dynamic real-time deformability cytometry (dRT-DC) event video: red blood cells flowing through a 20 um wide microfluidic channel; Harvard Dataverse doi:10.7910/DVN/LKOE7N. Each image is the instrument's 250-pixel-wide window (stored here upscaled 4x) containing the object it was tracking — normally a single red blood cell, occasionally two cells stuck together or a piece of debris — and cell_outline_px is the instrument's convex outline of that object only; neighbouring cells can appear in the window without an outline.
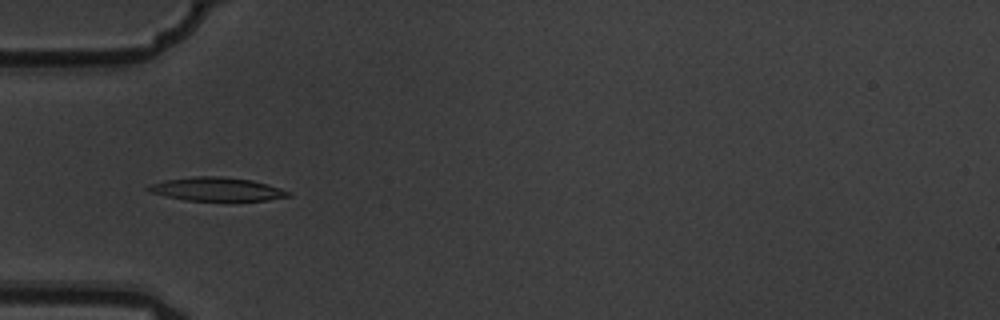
{"species": "common noctule bat (a hibernating species)", "species_latin": "Nyctalus noctula", "temperature_condition": "warm", "stored_images_in_passage": 12, "camera_frame_rate_fps": 3000, "um_per_image_px": 0.085, "animal": {"sex": "male", "body_mass_g": 19.5, "forearm_length_mm": 54.6}, "frame": {"image": 1, "passage_image": 3, "time_ms": 0.667, "image_size_px": [1000, 320], "cell_outline_px": [[292, 196], [268, 200], [184, 200], [164, 196], [148, 192], [144, 188], [148, 184], [164, 180], [196, 176], [224, 176], [252, 180], [268, 184], [292, 192]], "centroid_in_image_um": [18.39, 16.07], "position_along_channel_um": 66.6, "area_um2": 19.42}}
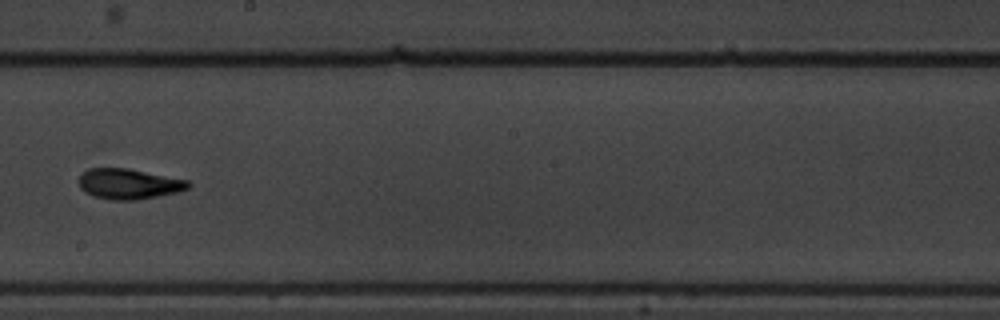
{"frame": {"image": 2, "passage_image": 7, "time_ms": 2.0, "image_size_px": [1000, 320], "cell_outline_px": [[192, 184], [188, 188], [180, 192], [136, 200], [112, 200], [92, 196], [84, 192], [80, 188], [76, 180], [88, 168], [128, 168], [188, 180]], "centroid_in_image_um": [10.93, 15.63], "position_along_channel_um": 237.3, "area_um2": 19.65}}
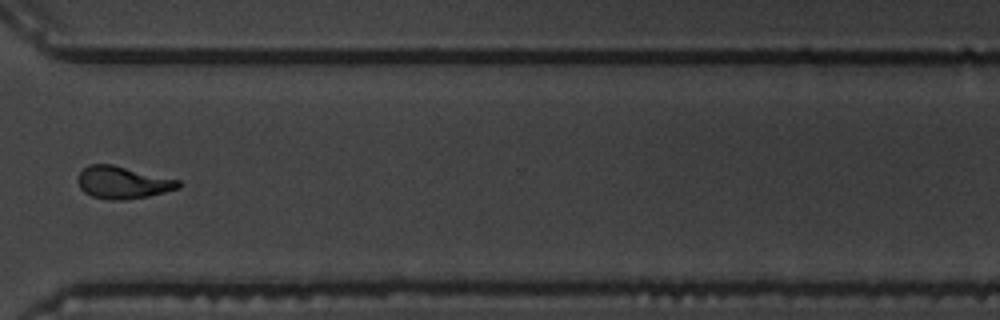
{"frame": {"image": 3, "passage_image": 10, "time_ms": 3.0, "image_size_px": [1000, 320], "cell_outline_px": [[180, 188], [148, 196], [124, 200], [112, 200], [92, 196], [84, 192], [80, 188], [76, 180], [80, 172], [88, 164], [112, 164], [180, 180]], "centroid_in_image_um": [10.41, 15.51], "position_along_channel_um": 360.2, "area_um2": 18.96}}